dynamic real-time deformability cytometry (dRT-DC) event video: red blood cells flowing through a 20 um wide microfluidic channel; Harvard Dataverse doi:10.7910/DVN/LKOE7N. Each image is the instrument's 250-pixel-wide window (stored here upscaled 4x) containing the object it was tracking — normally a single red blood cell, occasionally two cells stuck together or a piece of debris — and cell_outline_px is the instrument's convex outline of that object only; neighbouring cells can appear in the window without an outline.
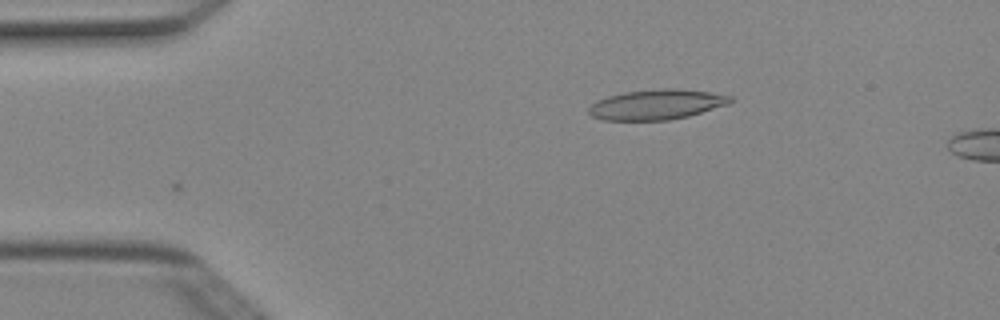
{"species": "Egyptian fruit bat (a non-hibernating species)", "species_latin": "Rousettus aegyptiacus", "temperature_condition": "cold", "stored_images_in_passage": 4, "camera_frame_rate_fps": 3000, "um_per_image_px": 0.085, "animal": {"sex": "female"}, "frame": {"image": 1, "passage_image": 3, "time_ms": 0.667, "image_size_px": [1000, 320], "cell_outline_px": [[732, 100], [728, 104], [688, 116], [668, 120], [604, 120], [592, 116], [588, 112], [588, 108], [596, 100], [608, 96], [624, 92], [664, 88], [676, 88], [708, 92], [732, 96]], "centroid_in_image_um": [55.78, 8.88], "position_along_channel_um": 29.2, "area_um2": 24.68}}